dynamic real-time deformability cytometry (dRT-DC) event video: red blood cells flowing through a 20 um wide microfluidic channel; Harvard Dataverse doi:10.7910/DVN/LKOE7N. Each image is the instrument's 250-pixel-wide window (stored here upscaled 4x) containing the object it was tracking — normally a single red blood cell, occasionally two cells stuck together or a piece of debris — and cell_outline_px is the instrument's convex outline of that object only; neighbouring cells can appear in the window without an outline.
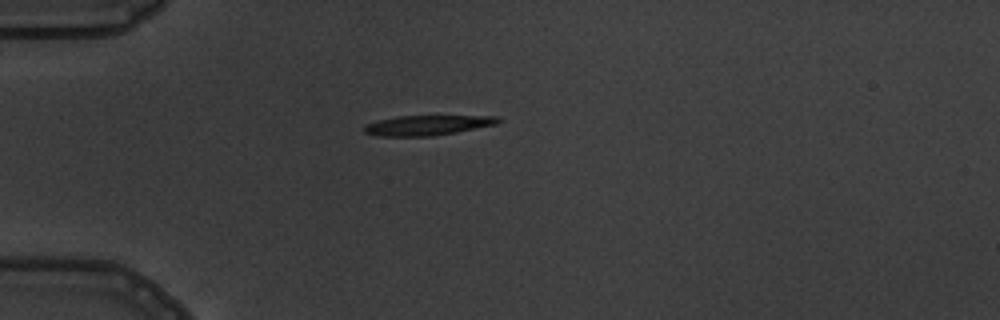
{"species": "common noctule bat (a hibernating species)", "species_latin": "Nyctalus noctula", "temperature_condition": "warm", "stored_images_in_passage": 1, "camera_frame_rate_fps": 3000, "um_per_image_px": 0.085, "animal": {"sex": "male", "body_mass_g": 19.5, "forearm_length_mm": 54.6}, "frame": {"image": 1, "passage_image": 1, "time_ms": 0.0, "image_size_px": [1000, 320], "cell_outline_px": [[504, 120], [496, 124], [456, 132], [432, 136], [376, 136], [364, 132], [364, 128], [368, 124], [380, 120], [400, 116], [496, 116]], "centroid_in_image_um": [36.37, 10.65], "position_along_channel_um": 48.6, "area_um2": 15.37}}